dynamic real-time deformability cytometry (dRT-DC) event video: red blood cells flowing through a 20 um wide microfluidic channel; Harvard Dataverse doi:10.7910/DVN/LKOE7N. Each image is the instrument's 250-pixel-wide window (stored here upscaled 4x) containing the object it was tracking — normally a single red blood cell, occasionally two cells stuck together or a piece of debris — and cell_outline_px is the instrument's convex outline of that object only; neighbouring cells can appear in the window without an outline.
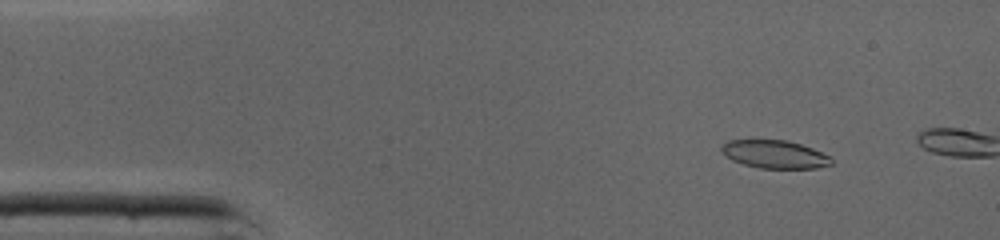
{"species": "common noctule bat (a hibernating species)", "species_latin": "Nyctalus noctula", "temperature_condition": "cold", "stored_images_in_passage": 8, "camera_frame_rate_fps": 3000, "um_per_image_px": 0.085, "animal": {"sex": "male", "body_mass_g": 19.0, "forearm_length_mm": 50.8}, "frame": {"image": 1, "passage_image": 5, "time_ms": 1.333, "image_size_px": [1000, 240], "cell_outline_px": [[832, 164], [816, 168], [760, 168], [744, 164], [732, 160], [720, 152], [720, 148], [728, 140], [788, 140], [812, 148], [832, 156]], "centroid_in_image_um": [65.86, 13.11], "position_along_channel_um": 19.1, "area_um2": 17.98}}